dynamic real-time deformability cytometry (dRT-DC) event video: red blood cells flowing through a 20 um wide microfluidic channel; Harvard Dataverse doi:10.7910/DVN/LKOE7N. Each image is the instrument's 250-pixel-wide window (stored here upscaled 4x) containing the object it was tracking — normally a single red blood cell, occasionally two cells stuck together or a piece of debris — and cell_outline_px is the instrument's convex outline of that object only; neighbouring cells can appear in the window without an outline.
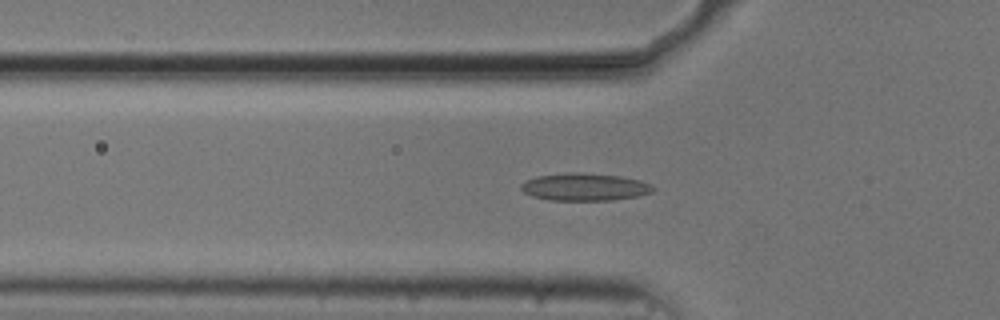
{"species": "common noctule bat (a hibernating species)", "species_latin": "Nyctalus noctula", "temperature_condition": "cold", "stored_images_in_passage": 48, "camera_frame_rate_fps": 3000, "um_per_image_px": 0.085, "animal": {"sex": "male", "body_mass_g": 20.5, "forearm_length_mm": 52.5}, "frame": {"image": 1, "passage_image": 16, "time_ms": 5.0, "image_size_px": [1000, 320], "cell_outline_px": [[656, 188], [652, 192], [640, 196], [612, 200], [548, 200], [532, 196], [524, 192], [520, 188], [520, 184], [524, 180], [536, 176], [568, 172], [580, 172], [620, 176], [640, 180], [652, 184]], "centroid_in_image_um": [49.69, 15.88], "position_along_channel_um": 76.1, "area_um2": 21.44}}
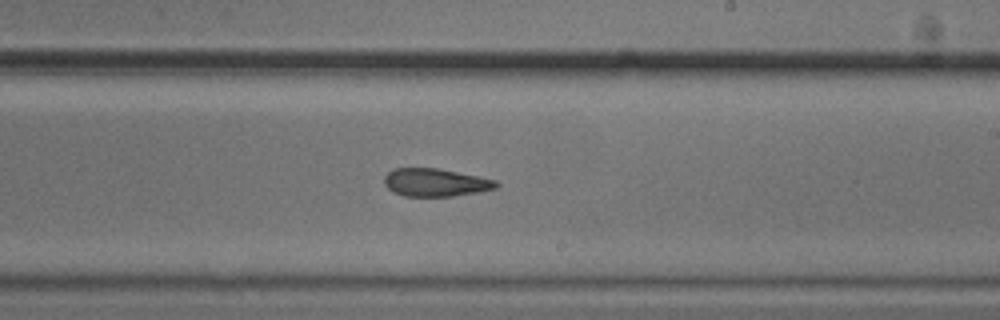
{"frame": {"image": 2, "passage_image": 30, "time_ms": 9.667, "image_size_px": [1000, 320], "cell_outline_px": [[500, 184], [496, 188], [476, 192], [452, 196], [404, 196], [388, 188], [384, 184], [384, 176], [392, 168], [440, 168], [496, 180]], "centroid_in_image_um": [37.0, 15.5], "position_along_channel_um": 252.0, "area_um2": 18.15}}
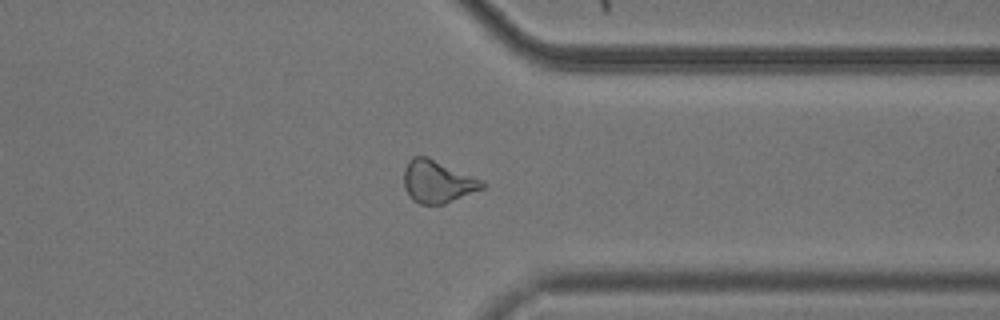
{"frame": {"image": 3, "passage_image": 40, "time_ms": 13.0, "image_size_px": [1000, 320], "cell_outline_px": [[488, 184], [484, 188], [444, 204], [420, 204], [412, 200], [408, 196], [404, 188], [404, 168], [408, 160], [412, 156], [428, 156], [484, 180]], "centroid_in_image_um": [37.19, 15.42], "position_along_channel_um": 374.2, "area_um2": 19.77}, "authors_computed_cell_mechanics": {"area_um2": 19.5075, "velocity_mm_per_s": 3.75, "shape_relaxation_time_tau1_ms": null, "shape_relaxation_time_tau2_ms": 3.9426, "deformation_change_tau1": null, "deformation_change_tau2": 0.1172}}